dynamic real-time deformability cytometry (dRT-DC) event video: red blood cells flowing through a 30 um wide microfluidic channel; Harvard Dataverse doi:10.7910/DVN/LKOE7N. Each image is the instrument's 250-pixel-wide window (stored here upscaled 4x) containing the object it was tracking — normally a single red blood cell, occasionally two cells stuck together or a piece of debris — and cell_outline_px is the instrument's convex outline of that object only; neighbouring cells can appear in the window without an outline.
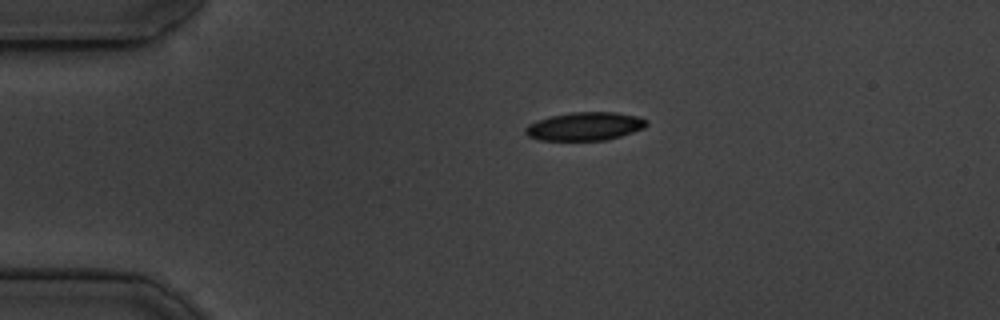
{"species": "common noctule bat (a hibernating species)", "species_latin": "Nyctalus noctula", "temperature_condition": "cold", "stored_images_in_passage": 43, "camera_frame_rate_fps": 3000, "um_per_image_px": 0.085, "animal": {"sex": "male", "body_mass_g": 19.5, "forearm_length_mm": 54.6}, "frame": {"image": 1, "passage_image": 1, "time_ms": 0.0, "image_size_px": [1000, 320], "cell_outline_px": [[648, 124], [644, 128], [620, 136], [604, 140], [540, 140], [528, 136], [524, 132], [524, 128], [528, 124], [536, 120], [548, 116], [572, 112], [616, 112], [636, 116], [648, 120]], "centroid_in_image_um": [49.68, 10.73], "position_along_channel_um": 35.3, "area_um2": 20.06}}
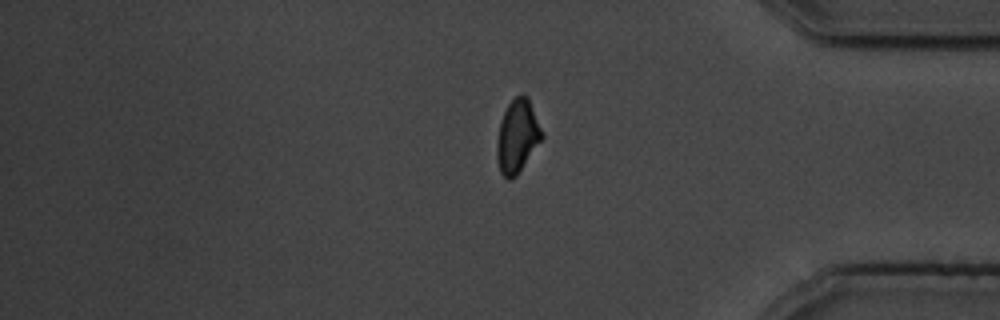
{"frame": {"image": 2, "passage_image": 34, "time_ms": 11.0, "image_size_px": [1000, 320], "cell_outline_px": [[544, 136], [516, 176], [508, 180], [500, 172], [496, 160], [496, 144], [500, 120], [508, 104], [516, 96], [524, 92], [528, 96], [544, 132]], "centroid_in_image_um": [43.98, 11.55], "position_along_channel_um": 391.2, "area_um2": 19.42}}
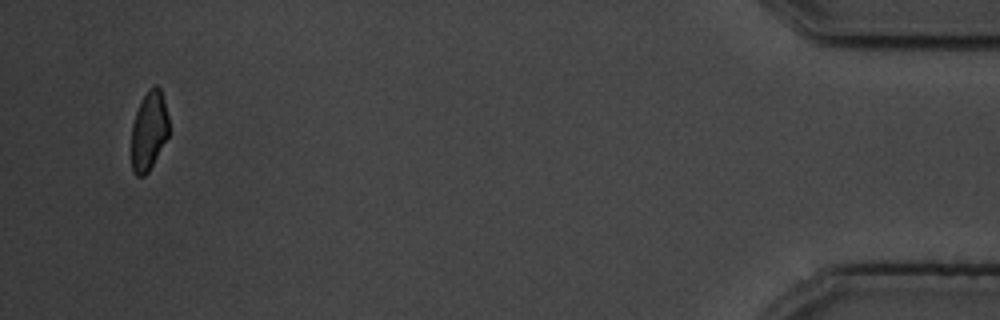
{"frame": {"image": 3, "passage_image": 41, "time_ms": 13.333, "image_size_px": [1000, 320], "cell_outline_px": [[168, 136], [148, 172], [144, 176], [136, 176], [132, 172], [132, 124], [136, 112], [148, 88], [156, 84], [160, 88], [164, 100], [168, 116]], "centroid_in_image_um": [12.65, 11.11], "position_along_channel_um": 422.5, "area_um2": 17.11}, "authors_computed_cell_mechanics": {"area_um2": 20.1144, "velocity_mm_per_s": 3.784, "shape_relaxation_time_tau1_ms": 4.998, "shape_relaxation_time_tau2_ms": 2.8732, "deformation_change_tau1": 0.1241, "deformation_change_tau2": 0.0759}}